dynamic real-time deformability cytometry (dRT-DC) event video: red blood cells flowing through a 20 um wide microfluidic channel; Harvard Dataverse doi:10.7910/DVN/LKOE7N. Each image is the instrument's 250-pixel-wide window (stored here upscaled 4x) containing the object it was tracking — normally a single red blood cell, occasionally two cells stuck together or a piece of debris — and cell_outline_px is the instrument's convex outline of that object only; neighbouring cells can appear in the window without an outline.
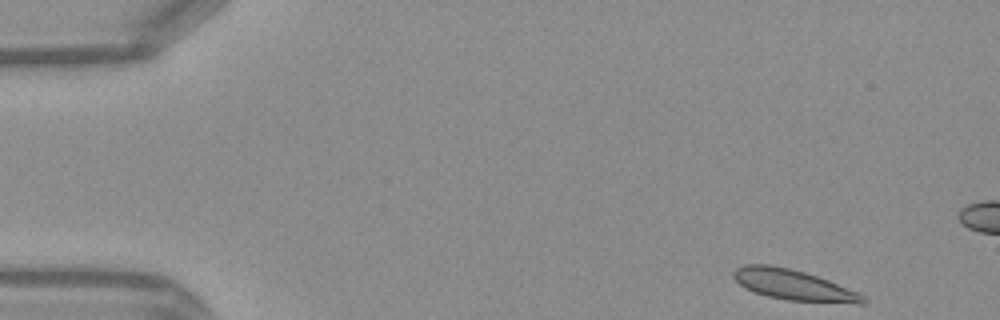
{"species": "Egyptian fruit bat (a non-hibernating species)", "species_latin": "Rousettus aegyptiacus", "temperature_condition": "warm", "stored_images_in_passage": 12, "camera_frame_rate_fps": 3000, "um_per_image_px": 0.085, "frame": {"image": 1, "passage_image": 1, "time_ms": 0.0, "image_size_px": [1000, 320], "cell_outline_px": [[868, 300], [864, 304], [856, 304], [788, 300], [768, 296], [744, 288], [732, 276], [732, 272], [736, 268], [744, 264], [768, 264], [788, 268], [804, 272], [828, 280], [856, 292], [864, 296]], "centroid_in_image_um": [67.43, 24.22], "position_along_channel_um": 17.6, "area_um2": 22.89}}